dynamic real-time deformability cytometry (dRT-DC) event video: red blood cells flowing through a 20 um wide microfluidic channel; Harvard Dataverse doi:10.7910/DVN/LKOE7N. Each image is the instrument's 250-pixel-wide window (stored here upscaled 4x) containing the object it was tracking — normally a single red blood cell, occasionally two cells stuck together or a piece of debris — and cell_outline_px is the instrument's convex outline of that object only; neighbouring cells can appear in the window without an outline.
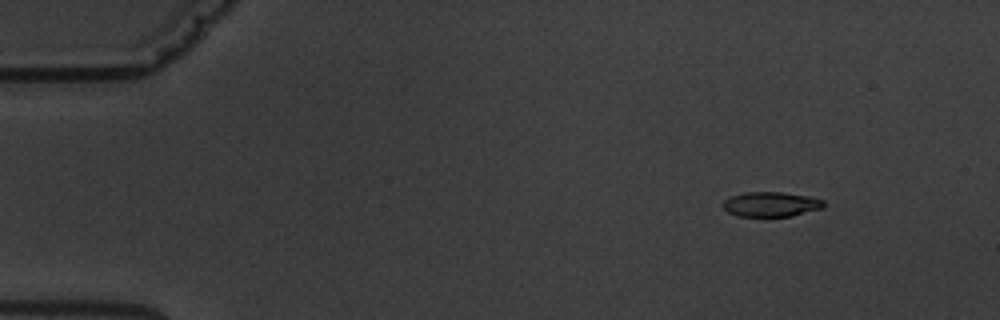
{"species": "common noctule bat (a hibernating species)", "species_latin": "Nyctalus noctula", "temperature_condition": "warm", "stored_images_in_passage": 5, "camera_frame_rate_fps": 3000, "um_per_image_px": 0.085, "animal": {"sex": "male", "body_mass_g": 19.5, "forearm_length_mm": 54.6}, "frame": {"image": 1, "passage_image": 2, "time_ms": 1.333, "image_size_px": [1000, 320], "cell_outline_px": [[824, 208], [792, 216], [736, 216], [728, 212], [720, 204], [724, 200], [732, 196], [744, 192], [784, 192], [808, 196], [824, 200]], "centroid_in_image_um": [65.53, 17.36], "position_along_channel_um": 19.5, "area_um2": 14.68}}
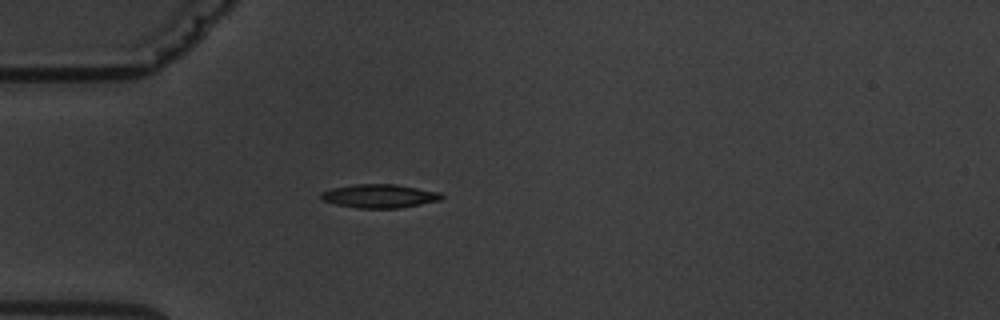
{"frame": {"image": 2, "passage_image": 5, "time_ms": 4.667, "image_size_px": [1000, 320], "cell_outline_px": [[444, 196], [440, 200], [400, 208], [360, 208], [336, 204], [320, 200], [320, 192], [332, 188], [356, 184], [396, 184], [440, 192]], "centroid_in_image_um": [32.23, 16.66], "position_along_channel_um": 52.8, "area_um2": 16.59}}